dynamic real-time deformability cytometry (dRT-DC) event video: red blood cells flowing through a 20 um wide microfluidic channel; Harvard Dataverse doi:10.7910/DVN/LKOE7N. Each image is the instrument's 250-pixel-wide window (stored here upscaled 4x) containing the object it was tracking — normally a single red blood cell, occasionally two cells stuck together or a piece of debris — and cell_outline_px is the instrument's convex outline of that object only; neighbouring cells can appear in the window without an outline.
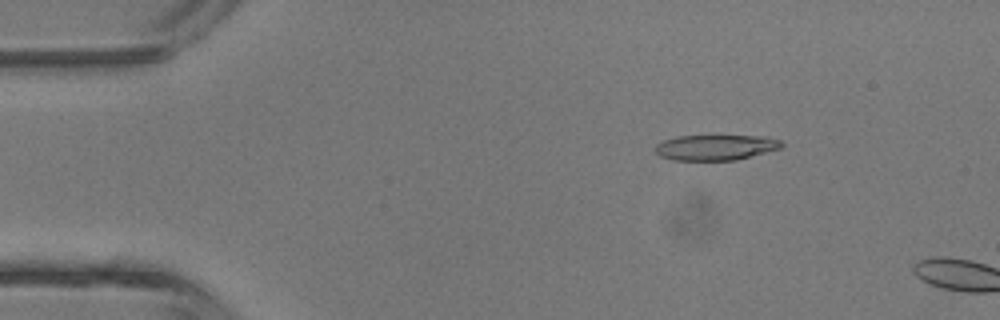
{"species": "common noctule bat (a hibernating species)", "species_latin": "Nyctalus noctula", "temperature_condition": "room temperature", "stored_images_in_passage": 3, "camera_frame_rate_fps": 3000, "um_per_image_px": 0.085, "animal": {"sex": "male", "body_mass_g": 13.3}, "frame": {"image": 1, "passage_image": 2, "time_ms": 1.0, "image_size_px": [1000, 320], "cell_outline_px": [[784, 148], [736, 160], [672, 160], [660, 156], [656, 152], [656, 144], [664, 140], [676, 136], [768, 136], [780, 140], [784, 144]], "centroid_in_image_um": [60.89, 12.53], "position_along_channel_um": 24.1, "area_um2": 18.9}}